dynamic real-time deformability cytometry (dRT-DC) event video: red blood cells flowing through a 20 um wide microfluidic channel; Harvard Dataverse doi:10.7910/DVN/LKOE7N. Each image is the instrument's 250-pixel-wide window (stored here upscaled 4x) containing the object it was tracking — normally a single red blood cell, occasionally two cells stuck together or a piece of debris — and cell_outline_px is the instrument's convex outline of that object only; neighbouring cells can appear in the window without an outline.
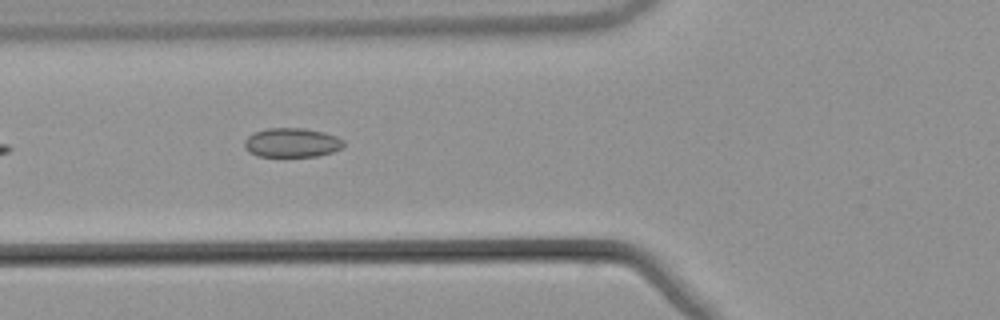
{"species": "common noctule bat (a hibernating species)", "species_latin": "Nyctalus noctula", "temperature_condition": "warm", "stored_images_in_passage": 39, "camera_frame_rate_fps": 3000, "um_per_image_px": 0.085, "animal": {"sex": "male", "body_mass_g": 21.5, "forearm_length_mm": 52.0}, "frame": {"image": 1, "passage_image": 6, "time_ms": 1.667, "image_size_px": [1000, 320], "cell_outline_px": [[344, 144], [340, 148], [332, 152], [316, 156], [256, 156], [248, 152], [244, 148], [244, 140], [252, 132], [268, 128], [304, 128], [324, 132], [336, 136], [344, 140]], "centroid_in_image_um": [24.76, 12.12], "position_along_channel_um": 101.0, "area_um2": 16.99}, "authors_computed_cell_mechanics": {"area_um2": 16.762, "velocity_mm_per_s": 3.8685, "shape_relaxation_time_tau1_ms": null, "shape_relaxation_time_tau2_ms": 2.3599, "deformation_change_tau1": null, "deformation_change_tau2": 0.078}}